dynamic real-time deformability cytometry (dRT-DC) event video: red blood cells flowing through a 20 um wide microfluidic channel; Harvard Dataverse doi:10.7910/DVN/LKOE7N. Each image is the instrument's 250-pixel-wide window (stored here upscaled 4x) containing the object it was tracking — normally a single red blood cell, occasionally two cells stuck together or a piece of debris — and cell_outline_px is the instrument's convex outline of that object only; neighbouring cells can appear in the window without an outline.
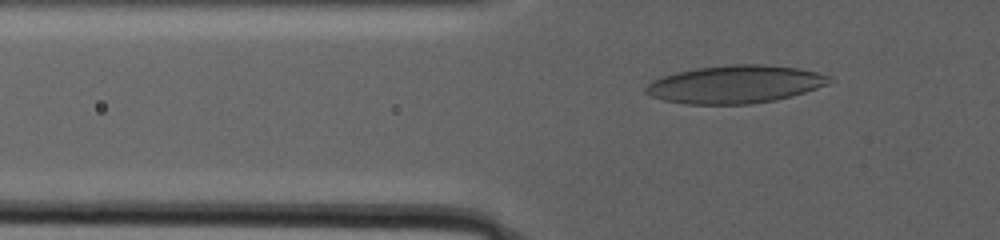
{"species": "human", "species_latin": "Homo sapiens", "temperature_condition": "warm", "stored_images_in_passage": 52, "camera_frame_rate_fps": 3000, "um_per_image_px": 0.085, "donor": {"sex": "male"}, "frame": {"image": 1, "passage_image": 22, "time_ms": 12.333, "image_size_px": [1000, 240], "cell_outline_px": [[836, 80], [828, 84], [792, 96], [776, 100], [752, 104], [684, 104], [664, 100], [652, 96], [644, 92], [644, 88], [652, 80], [676, 72], [696, 68], [728, 64], [768, 64], [796, 68], [816, 72], [832, 76]], "centroid_in_image_um": [62.51, 7.16], "position_along_channel_um": 63.3, "area_um2": 40.75}}
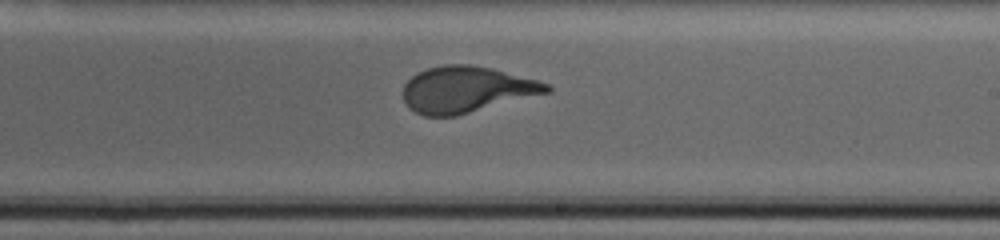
{"frame": {"image": 2, "passage_image": 38, "time_ms": 21.333, "image_size_px": [1000, 240], "cell_outline_px": [[552, 92], [456, 116], [424, 116], [408, 108], [404, 100], [404, 84], [412, 76], [428, 68], [444, 64], [468, 64], [492, 68], [536, 80], [548, 84], [552, 88]], "centroid_in_image_um": [39.66, 7.62], "position_along_channel_um": 249.3, "area_um2": 38.67}}
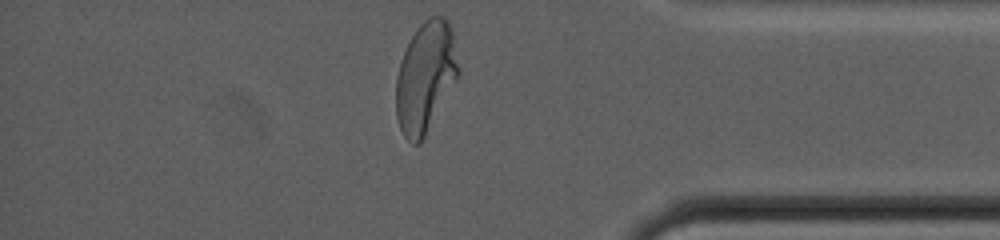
{"frame": {"image": 3, "passage_image": 52, "time_ms": 28.667, "image_size_px": [1000, 240], "cell_outline_px": [[460, 72], [420, 144], [412, 144], [404, 136], [400, 128], [396, 116], [396, 76], [400, 60], [416, 28], [428, 16], [444, 16], [452, 28], [460, 68]], "centroid_in_image_um": [36.16, 6.52], "position_along_channel_um": 399.0, "area_um2": 40.11}}